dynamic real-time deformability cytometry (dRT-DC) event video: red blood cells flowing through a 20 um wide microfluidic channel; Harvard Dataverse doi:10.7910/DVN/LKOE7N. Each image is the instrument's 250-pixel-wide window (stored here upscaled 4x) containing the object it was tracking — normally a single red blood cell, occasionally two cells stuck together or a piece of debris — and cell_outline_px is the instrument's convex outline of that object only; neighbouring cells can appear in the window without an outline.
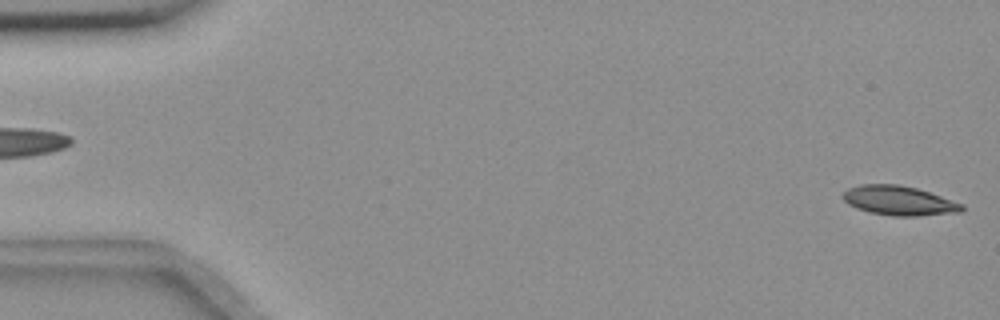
{"species": "common noctule bat (a hibernating species)", "species_latin": "Nyctalus noctula", "temperature_condition": "room temperature", "stored_images_in_passage": 5, "camera_frame_rate_fps": 3000, "um_per_image_px": 0.085, "animal": {"sex": "female", "body_mass_g": 18.4}, "frame": {"image": 1, "passage_image": 5, "time_ms": 4.667, "image_size_px": [1000, 320], "cell_outline_px": [[964, 208], [960, 212], [916, 216], [892, 216], [868, 212], [856, 208], [848, 204], [840, 196], [848, 188], [860, 184], [896, 184], [916, 188], [964, 204]], "centroid_in_image_um": [76.37, 17.05], "position_along_channel_um": 8.6, "area_um2": 20.4}}